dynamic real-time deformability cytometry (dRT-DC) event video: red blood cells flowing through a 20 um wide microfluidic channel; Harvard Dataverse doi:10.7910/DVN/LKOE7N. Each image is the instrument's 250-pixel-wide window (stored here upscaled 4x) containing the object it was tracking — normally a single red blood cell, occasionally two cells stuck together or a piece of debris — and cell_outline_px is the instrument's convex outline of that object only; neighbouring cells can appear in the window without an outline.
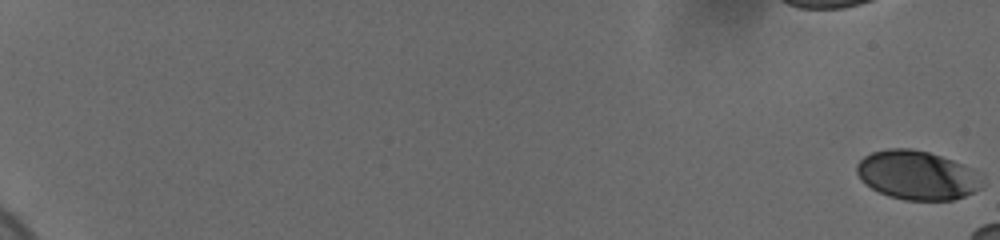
{"species": "human", "species_latin": "Homo sapiens", "temperature_condition": "cold", "stored_images_in_passage": 17, "camera_frame_rate_fps": 3000, "um_per_image_px": 0.085, "donor": {"sex": "female"}, "frame": {"image": 1, "passage_image": 1, "time_ms": 0.0, "image_size_px": [1000, 240], "cell_outline_px": [[984, 188], [964, 196], [952, 200], [904, 200], [888, 196], [872, 188], [860, 180], [856, 172], [856, 164], [864, 156], [872, 152], [888, 148], [912, 148], [928, 152], [964, 164], [984, 172]], "centroid_in_image_um": [78.03, 14.89], "position_along_channel_um": 7.0, "area_um2": 36.53}}